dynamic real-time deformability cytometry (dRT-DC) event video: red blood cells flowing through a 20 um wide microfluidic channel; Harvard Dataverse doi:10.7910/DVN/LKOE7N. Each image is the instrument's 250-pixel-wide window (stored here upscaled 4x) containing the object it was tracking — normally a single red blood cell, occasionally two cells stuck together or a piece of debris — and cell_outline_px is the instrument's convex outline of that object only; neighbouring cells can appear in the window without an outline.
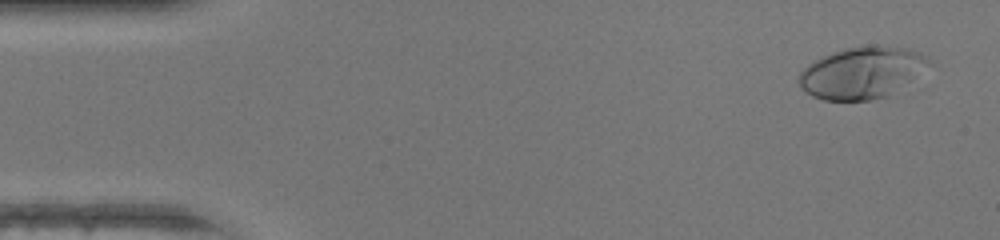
{"species": "human", "species_latin": "Homo sapiens", "temperature_condition": "warm", "stored_images_in_passage": 46, "camera_frame_rate_fps": 3000, "um_per_image_px": 0.085, "donor": {"sex": "female"}, "frame": {"image": 1, "passage_image": 2, "time_ms": 0.333, "image_size_px": [1000, 240], "cell_outline_px": [[928, 60], [908, 80], [888, 96], [872, 100], [824, 100], [812, 96], [800, 88], [796, 76], [808, 64], [832, 52], [844, 48], [908, 48], [920, 52], [928, 56]], "centroid_in_image_um": [73.11, 6.22], "position_along_channel_um": 11.9, "area_um2": 37.57}}
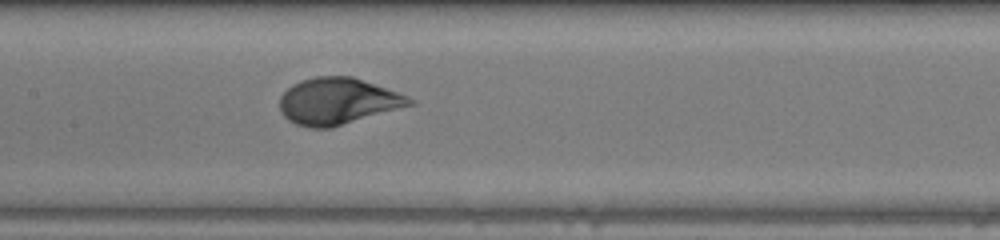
{"frame": {"image": 2, "passage_image": 22, "time_ms": 7.0, "image_size_px": [1000, 240], "cell_outline_px": [[416, 104], [332, 128], [308, 128], [296, 124], [288, 120], [280, 112], [280, 96], [292, 84], [300, 80], [316, 76], [352, 76], [408, 96], [416, 100]], "centroid_in_image_um": [28.71, 8.61], "position_along_channel_um": 178.7, "area_um2": 35.49}}
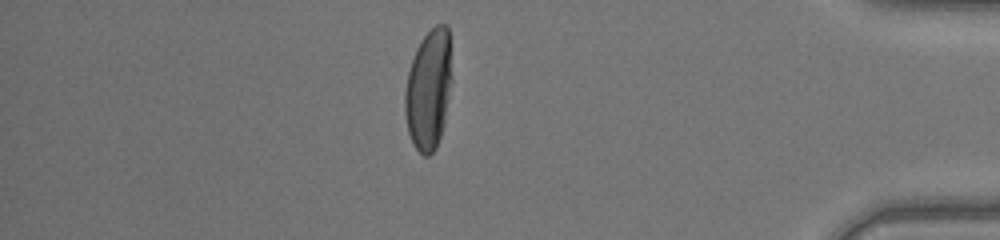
{"frame": {"image": 3, "passage_image": 40, "time_ms": 13.0, "image_size_px": [1000, 240], "cell_outline_px": [[452, 80], [444, 124], [436, 148], [428, 156], [424, 156], [412, 144], [408, 132], [404, 112], [404, 92], [408, 72], [416, 48], [424, 36], [436, 24], [448, 24], [452, 76]], "centroid_in_image_um": [36.43, 7.61], "position_along_channel_um": 398.8, "area_um2": 33.18}, "authors_computed_cell_mechanics": {"area_um2": 35.0846, "velocity_mm_per_s": 4.3534, "shape_relaxation_time_tau1_ms": 3.1696, "shape_relaxation_time_tau2_ms": null, "deformation_change_tau1": 0.2205, "deformation_change_tau2": null}}